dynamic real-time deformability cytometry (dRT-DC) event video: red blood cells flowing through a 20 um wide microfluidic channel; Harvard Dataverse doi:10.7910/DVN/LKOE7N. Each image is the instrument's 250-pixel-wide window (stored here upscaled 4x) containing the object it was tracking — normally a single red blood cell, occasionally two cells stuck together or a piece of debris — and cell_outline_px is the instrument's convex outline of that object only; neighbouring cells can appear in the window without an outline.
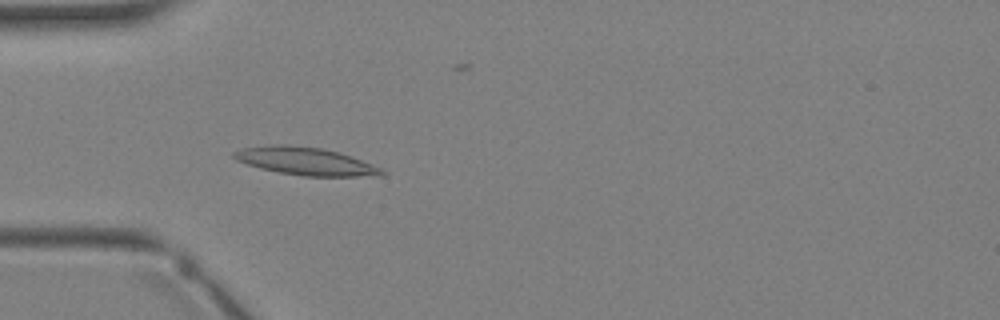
{"species": "Egyptian fruit bat (a non-hibernating species)", "species_latin": "Rousettus aegyptiacus", "temperature_condition": "warm", "stored_images_in_passage": 3, "camera_frame_rate_fps": 3000, "um_per_image_px": 0.085, "animal": {"sex": "female"}, "frame": {"image": 1, "passage_image": 3, "time_ms": 2.333, "image_size_px": [1000, 320], "cell_outline_px": [[388, 172], [384, 176], [304, 176], [280, 172], [260, 168], [236, 160], [232, 156], [232, 152], [240, 148], [268, 144], [288, 144], [320, 148], [340, 152], [352, 156], [372, 164]], "centroid_in_image_um": [25.98, 13.69], "position_along_channel_um": 59.0, "area_um2": 24.16}}